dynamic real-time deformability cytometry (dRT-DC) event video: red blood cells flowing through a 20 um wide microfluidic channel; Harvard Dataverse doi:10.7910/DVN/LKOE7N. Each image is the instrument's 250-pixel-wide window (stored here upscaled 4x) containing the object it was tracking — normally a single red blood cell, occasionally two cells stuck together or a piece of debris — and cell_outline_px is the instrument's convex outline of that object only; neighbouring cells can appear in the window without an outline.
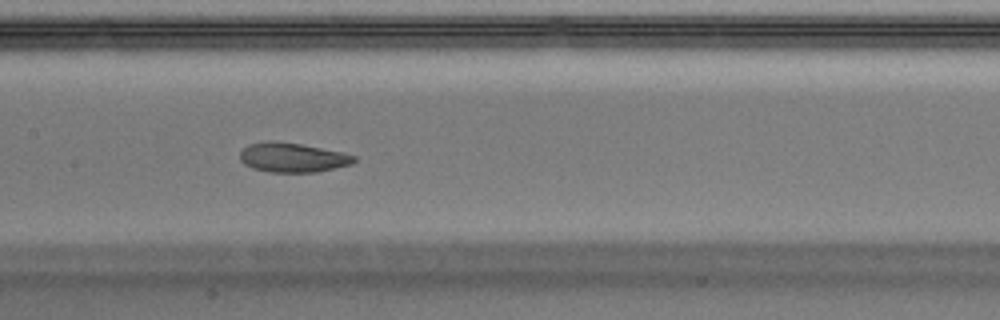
{"species": "Egyptian fruit bat (a non-hibernating species)", "species_latin": "Rousettus aegyptiacus", "temperature_condition": "warm", "stored_images_in_passage": 47, "camera_frame_rate_fps": 3000, "um_per_image_px": 0.085, "animal": {"sex": "male"}, "frame": {"image": 1, "passage_image": 21, "time_ms": 6.667, "image_size_px": [1000, 320], "cell_outline_px": [[356, 160], [352, 164], [316, 172], [268, 172], [252, 168], [244, 164], [240, 160], [240, 152], [248, 144], [268, 140], [272, 140], [300, 144], [344, 152], [356, 156]], "centroid_in_image_um": [24.86, 13.38], "position_along_channel_um": 182.5, "area_um2": 19.71}, "authors_computed_cell_mechanics": {"area_um2": 20.5768, "velocity_mm_per_s": 4.0482, "shape_relaxation_time_tau1_ms": 8.198, "shape_relaxation_time_tau2_ms": 2.7989, "deformation_change_tau1": 0.2061, "deformation_change_tau2": 0.0873}}